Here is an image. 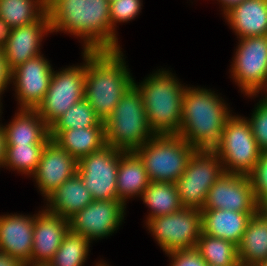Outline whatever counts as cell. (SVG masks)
<instances>
[{
  "mask_svg": "<svg viewBox=\"0 0 267 266\" xmlns=\"http://www.w3.org/2000/svg\"><path fill=\"white\" fill-rule=\"evenodd\" d=\"M196 249L207 265L241 266L238 259L237 245L225 239L201 233Z\"/></svg>",
  "mask_w": 267,
  "mask_h": 266,
  "instance_id": "f546056e",
  "label": "cell"
},
{
  "mask_svg": "<svg viewBox=\"0 0 267 266\" xmlns=\"http://www.w3.org/2000/svg\"><path fill=\"white\" fill-rule=\"evenodd\" d=\"M12 27L0 17V49L3 50L9 41Z\"/></svg>",
  "mask_w": 267,
  "mask_h": 266,
  "instance_id": "74e56055",
  "label": "cell"
},
{
  "mask_svg": "<svg viewBox=\"0 0 267 266\" xmlns=\"http://www.w3.org/2000/svg\"><path fill=\"white\" fill-rule=\"evenodd\" d=\"M223 17L237 39L267 35V0H245Z\"/></svg>",
  "mask_w": 267,
  "mask_h": 266,
  "instance_id": "7402d4cb",
  "label": "cell"
},
{
  "mask_svg": "<svg viewBox=\"0 0 267 266\" xmlns=\"http://www.w3.org/2000/svg\"><path fill=\"white\" fill-rule=\"evenodd\" d=\"M34 215H0V252L27 264L33 246Z\"/></svg>",
  "mask_w": 267,
  "mask_h": 266,
  "instance_id": "d6986e66",
  "label": "cell"
},
{
  "mask_svg": "<svg viewBox=\"0 0 267 266\" xmlns=\"http://www.w3.org/2000/svg\"><path fill=\"white\" fill-rule=\"evenodd\" d=\"M77 164L78 161L53 139L46 143L37 169L31 176L44 201L77 172Z\"/></svg>",
  "mask_w": 267,
  "mask_h": 266,
  "instance_id": "2e32d148",
  "label": "cell"
},
{
  "mask_svg": "<svg viewBox=\"0 0 267 266\" xmlns=\"http://www.w3.org/2000/svg\"><path fill=\"white\" fill-rule=\"evenodd\" d=\"M256 202L261 208L267 206V150L261 152L255 167L248 174Z\"/></svg>",
  "mask_w": 267,
  "mask_h": 266,
  "instance_id": "d6a6232c",
  "label": "cell"
},
{
  "mask_svg": "<svg viewBox=\"0 0 267 266\" xmlns=\"http://www.w3.org/2000/svg\"><path fill=\"white\" fill-rule=\"evenodd\" d=\"M46 9L52 33L80 38L83 51L122 49L111 26L108 0H46Z\"/></svg>",
  "mask_w": 267,
  "mask_h": 266,
  "instance_id": "6da1fadb",
  "label": "cell"
},
{
  "mask_svg": "<svg viewBox=\"0 0 267 266\" xmlns=\"http://www.w3.org/2000/svg\"><path fill=\"white\" fill-rule=\"evenodd\" d=\"M140 198L149 210L146 222L182 208L175 183L150 182Z\"/></svg>",
  "mask_w": 267,
  "mask_h": 266,
  "instance_id": "4316f807",
  "label": "cell"
},
{
  "mask_svg": "<svg viewBox=\"0 0 267 266\" xmlns=\"http://www.w3.org/2000/svg\"><path fill=\"white\" fill-rule=\"evenodd\" d=\"M219 94L203 87L187 85L182 101L179 135L195 152L215 153L222 142L223 128L232 115Z\"/></svg>",
  "mask_w": 267,
  "mask_h": 266,
  "instance_id": "7a4b0ae2",
  "label": "cell"
},
{
  "mask_svg": "<svg viewBox=\"0 0 267 266\" xmlns=\"http://www.w3.org/2000/svg\"><path fill=\"white\" fill-rule=\"evenodd\" d=\"M126 205L119 200H93L69 221V228L75 233L93 240H101L115 233L126 214Z\"/></svg>",
  "mask_w": 267,
  "mask_h": 266,
  "instance_id": "4fadbf2b",
  "label": "cell"
},
{
  "mask_svg": "<svg viewBox=\"0 0 267 266\" xmlns=\"http://www.w3.org/2000/svg\"><path fill=\"white\" fill-rule=\"evenodd\" d=\"M230 76L249 98L267 95V35L238 39Z\"/></svg>",
  "mask_w": 267,
  "mask_h": 266,
  "instance_id": "52a82bcc",
  "label": "cell"
},
{
  "mask_svg": "<svg viewBox=\"0 0 267 266\" xmlns=\"http://www.w3.org/2000/svg\"><path fill=\"white\" fill-rule=\"evenodd\" d=\"M18 111V112H17ZM14 117L2 125L7 145H46L51 139L49 126L35 109H17Z\"/></svg>",
  "mask_w": 267,
  "mask_h": 266,
  "instance_id": "ffe728a7",
  "label": "cell"
},
{
  "mask_svg": "<svg viewBox=\"0 0 267 266\" xmlns=\"http://www.w3.org/2000/svg\"><path fill=\"white\" fill-rule=\"evenodd\" d=\"M69 221L45 207L35 214L33 246L29 263H49L69 231Z\"/></svg>",
  "mask_w": 267,
  "mask_h": 266,
  "instance_id": "e0dca14e",
  "label": "cell"
},
{
  "mask_svg": "<svg viewBox=\"0 0 267 266\" xmlns=\"http://www.w3.org/2000/svg\"><path fill=\"white\" fill-rule=\"evenodd\" d=\"M91 242L69 229L61 246L48 263L50 266H84L89 255Z\"/></svg>",
  "mask_w": 267,
  "mask_h": 266,
  "instance_id": "4dcf8cb0",
  "label": "cell"
},
{
  "mask_svg": "<svg viewBox=\"0 0 267 266\" xmlns=\"http://www.w3.org/2000/svg\"><path fill=\"white\" fill-rule=\"evenodd\" d=\"M117 196L125 205L128 199L141 197L150 183L144 164L134 151H121L117 172Z\"/></svg>",
  "mask_w": 267,
  "mask_h": 266,
  "instance_id": "d4e9b609",
  "label": "cell"
},
{
  "mask_svg": "<svg viewBox=\"0 0 267 266\" xmlns=\"http://www.w3.org/2000/svg\"><path fill=\"white\" fill-rule=\"evenodd\" d=\"M142 94L149 127L155 135L178 134L182 119V101L187 86L169 69H159L135 82Z\"/></svg>",
  "mask_w": 267,
  "mask_h": 266,
  "instance_id": "277c9868",
  "label": "cell"
},
{
  "mask_svg": "<svg viewBox=\"0 0 267 266\" xmlns=\"http://www.w3.org/2000/svg\"><path fill=\"white\" fill-rule=\"evenodd\" d=\"M54 68L43 54L27 60L12 70L18 109H36L44 99Z\"/></svg>",
  "mask_w": 267,
  "mask_h": 266,
  "instance_id": "5bb4252c",
  "label": "cell"
},
{
  "mask_svg": "<svg viewBox=\"0 0 267 266\" xmlns=\"http://www.w3.org/2000/svg\"><path fill=\"white\" fill-rule=\"evenodd\" d=\"M19 259L14 258L13 256L0 252V266H23Z\"/></svg>",
  "mask_w": 267,
  "mask_h": 266,
  "instance_id": "f35d334b",
  "label": "cell"
},
{
  "mask_svg": "<svg viewBox=\"0 0 267 266\" xmlns=\"http://www.w3.org/2000/svg\"><path fill=\"white\" fill-rule=\"evenodd\" d=\"M142 0H114L110 2V21L116 31L118 23L134 20L141 13Z\"/></svg>",
  "mask_w": 267,
  "mask_h": 266,
  "instance_id": "e575fe53",
  "label": "cell"
},
{
  "mask_svg": "<svg viewBox=\"0 0 267 266\" xmlns=\"http://www.w3.org/2000/svg\"><path fill=\"white\" fill-rule=\"evenodd\" d=\"M171 261L169 266H207L196 248L175 250L166 253Z\"/></svg>",
  "mask_w": 267,
  "mask_h": 266,
  "instance_id": "d590c367",
  "label": "cell"
},
{
  "mask_svg": "<svg viewBox=\"0 0 267 266\" xmlns=\"http://www.w3.org/2000/svg\"><path fill=\"white\" fill-rule=\"evenodd\" d=\"M12 71L6 61L3 50L0 49V96L10 87Z\"/></svg>",
  "mask_w": 267,
  "mask_h": 266,
  "instance_id": "8d00e7d4",
  "label": "cell"
},
{
  "mask_svg": "<svg viewBox=\"0 0 267 266\" xmlns=\"http://www.w3.org/2000/svg\"><path fill=\"white\" fill-rule=\"evenodd\" d=\"M52 33L47 12L36 22L12 29L9 41L3 49L10 70L41 53L43 37Z\"/></svg>",
  "mask_w": 267,
  "mask_h": 266,
  "instance_id": "ac0fdd59",
  "label": "cell"
},
{
  "mask_svg": "<svg viewBox=\"0 0 267 266\" xmlns=\"http://www.w3.org/2000/svg\"><path fill=\"white\" fill-rule=\"evenodd\" d=\"M202 233L239 245L250 218L255 213L222 209H201Z\"/></svg>",
  "mask_w": 267,
  "mask_h": 266,
  "instance_id": "44dd1931",
  "label": "cell"
},
{
  "mask_svg": "<svg viewBox=\"0 0 267 266\" xmlns=\"http://www.w3.org/2000/svg\"><path fill=\"white\" fill-rule=\"evenodd\" d=\"M146 228L163 252L196 248L202 233L201 212L196 208L180 210L149 219Z\"/></svg>",
  "mask_w": 267,
  "mask_h": 266,
  "instance_id": "30bf717a",
  "label": "cell"
},
{
  "mask_svg": "<svg viewBox=\"0 0 267 266\" xmlns=\"http://www.w3.org/2000/svg\"><path fill=\"white\" fill-rule=\"evenodd\" d=\"M121 50L86 51L84 99L102 122L134 84Z\"/></svg>",
  "mask_w": 267,
  "mask_h": 266,
  "instance_id": "3957f363",
  "label": "cell"
},
{
  "mask_svg": "<svg viewBox=\"0 0 267 266\" xmlns=\"http://www.w3.org/2000/svg\"><path fill=\"white\" fill-rule=\"evenodd\" d=\"M23 266H50V265L48 263H44V264L27 263V264H24Z\"/></svg>",
  "mask_w": 267,
  "mask_h": 266,
  "instance_id": "b9f144b4",
  "label": "cell"
},
{
  "mask_svg": "<svg viewBox=\"0 0 267 266\" xmlns=\"http://www.w3.org/2000/svg\"><path fill=\"white\" fill-rule=\"evenodd\" d=\"M45 208L69 219L89 205L94 199L76 172L70 179L64 181L46 199Z\"/></svg>",
  "mask_w": 267,
  "mask_h": 266,
  "instance_id": "603a6c76",
  "label": "cell"
},
{
  "mask_svg": "<svg viewBox=\"0 0 267 266\" xmlns=\"http://www.w3.org/2000/svg\"><path fill=\"white\" fill-rule=\"evenodd\" d=\"M46 12V0H0V17L12 28L34 23Z\"/></svg>",
  "mask_w": 267,
  "mask_h": 266,
  "instance_id": "83f0119b",
  "label": "cell"
},
{
  "mask_svg": "<svg viewBox=\"0 0 267 266\" xmlns=\"http://www.w3.org/2000/svg\"><path fill=\"white\" fill-rule=\"evenodd\" d=\"M222 6V15L224 16L228 11H230L233 7L241 4L245 0H217Z\"/></svg>",
  "mask_w": 267,
  "mask_h": 266,
  "instance_id": "ab89813d",
  "label": "cell"
},
{
  "mask_svg": "<svg viewBox=\"0 0 267 266\" xmlns=\"http://www.w3.org/2000/svg\"><path fill=\"white\" fill-rule=\"evenodd\" d=\"M261 152L247 117L232 114L223 128L222 142L215 152L222 161L224 172L248 175Z\"/></svg>",
  "mask_w": 267,
  "mask_h": 266,
  "instance_id": "ba28073f",
  "label": "cell"
},
{
  "mask_svg": "<svg viewBox=\"0 0 267 266\" xmlns=\"http://www.w3.org/2000/svg\"><path fill=\"white\" fill-rule=\"evenodd\" d=\"M6 137L2 124L0 123V168L6 156Z\"/></svg>",
  "mask_w": 267,
  "mask_h": 266,
  "instance_id": "60d3db41",
  "label": "cell"
},
{
  "mask_svg": "<svg viewBox=\"0 0 267 266\" xmlns=\"http://www.w3.org/2000/svg\"><path fill=\"white\" fill-rule=\"evenodd\" d=\"M46 145H7L1 167L31 177L37 169Z\"/></svg>",
  "mask_w": 267,
  "mask_h": 266,
  "instance_id": "1f68e13d",
  "label": "cell"
},
{
  "mask_svg": "<svg viewBox=\"0 0 267 266\" xmlns=\"http://www.w3.org/2000/svg\"><path fill=\"white\" fill-rule=\"evenodd\" d=\"M1 97H2V96H0V117H1V113H3V112H2V105H3V104H2V102H1ZM0 120H1V119H0Z\"/></svg>",
  "mask_w": 267,
  "mask_h": 266,
  "instance_id": "ee69618b",
  "label": "cell"
},
{
  "mask_svg": "<svg viewBox=\"0 0 267 266\" xmlns=\"http://www.w3.org/2000/svg\"><path fill=\"white\" fill-rule=\"evenodd\" d=\"M104 125L106 145L125 152L135 151L155 136L147 121L142 94L135 84L122 95Z\"/></svg>",
  "mask_w": 267,
  "mask_h": 266,
  "instance_id": "5b68a950",
  "label": "cell"
},
{
  "mask_svg": "<svg viewBox=\"0 0 267 266\" xmlns=\"http://www.w3.org/2000/svg\"><path fill=\"white\" fill-rule=\"evenodd\" d=\"M238 248L241 266H256L267 259V209L260 208L247 224Z\"/></svg>",
  "mask_w": 267,
  "mask_h": 266,
  "instance_id": "cb8c5ba5",
  "label": "cell"
},
{
  "mask_svg": "<svg viewBox=\"0 0 267 266\" xmlns=\"http://www.w3.org/2000/svg\"><path fill=\"white\" fill-rule=\"evenodd\" d=\"M260 208L249 176L224 172L209 189L202 209L256 213Z\"/></svg>",
  "mask_w": 267,
  "mask_h": 266,
  "instance_id": "9a60e30c",
  "label": "cell"
},
{
  "mask_svg": "<svg viewBox=\"0 0 267 266\" xmlns=\"http://www.w3.org/2000/svg\"><path fill=\"white\" fill-rule=\"evenodd\" d=\"M252 112L251 117L247 119L250 122L253 136L260 149L267 150V95H261V99Z\"/></svg>",
  "mask_w": 267,
  "mask_h": 266,
  "instance_id": "836d02e7",
  "label": "cell"
},
{
  "mask_svg": "<svg viewBox=\"0 0 267 266\" xmlns=\"http://www.w3.org/2000/svg\"><path fill=\"white\" fill-rule=\"evenodd\" d=\"M105 127L86 99L75 103L49 126V136L55 139L63 130Z\"/></svg>",
  "mask_w": 267,
  "mask_h": 266,
  "instance_id": "f1b7e54d",
  "label": "cell"
},
{
  "mask_svg": "<svg viewBox=\"0 0 267 266\" xmlns=\"http://www.w3.org/2000/svg\"><path fill=\"white\" fill-rule=\"evenodd\" d=\"M120 150L106 145L78 160L77 173L94 200H118Z\"/></svg>",
  "mask_w": 267,
  "mask_h": 266,
  "instance_id": "7c38bea8",
  "label": "cell"
},
{
  "mask_svg": "<svg viewBox=\"0 0 267 266\" xmlns=\"http://www.w3.org/2000/svg\"><path fill=\"white\" fill-rule=\"evenodd\" d=\"M54 141L78 161L106 146L105 127L66 129Z\"/></svg>",
  "mask_w": 267,
  "mask_h": 266,
  "instance_id": "484cf974",
  "label": "cell"
},
{
  "mask_svg": "<svg viewBox=\"0 0 267 266\" xmlns=\"http://www.w3.org/2000/svg\"><path fill=\"white\" fill-rule=\"evenodd\" d=\"M144 164L150 182L175 183L195 153L177 134L155 135L134 151Z\"/></svg>",
  "mask_w": 267,
  "mask_h": 266,
  "instance_id": "8992f818",
  "label": "cell"
},
{
  "mask_svg": "<svg viewBox=\"0 0 267 266\" xmlns=\"http://www.w3.org/2000/svg\"><path fill=\"white\" fill-rule=\"evenodd\" d=\"M223 173L222 161L216 153L195 152L175 182L181 206L201 210L209 189Z\"/></svg>",
  "mask_w": 267,
  "mask_h": 266,
  "instance_id": "8fae6325",
  "label": "cell"
},
{
  "mask_svg": "<svg viewBox=\"0 0 267 266\" xmlns=\"http://www.w3.org/2000/svg\"><path fill=\"white\" fill-rule=\"evenodd\" d=\"M82 57L80 65L66 66L52 74L46 95L35 109L48 126L84 99L86 51H82Z\"/></svg>",
  "mask_w": 267,
  "mask_h": 266,
  "instance_id": "9c48e42d",
  "label": "cell"
},
{
  "mask_svg": "<svg viewBox=\"0 0 267 266\" xmlns=\"http://www.w3.org/2000/svg\"><path fill=\"white\" fill-rule=\"evenodd\" d=\"M256 266H267V259L258 263Z\"/></svg>",
  "mask_w": 267,
  "mask_h": 266,
  "instance_id": "7bdbcfd3",
  "label": "cell"
}]
</instances>
